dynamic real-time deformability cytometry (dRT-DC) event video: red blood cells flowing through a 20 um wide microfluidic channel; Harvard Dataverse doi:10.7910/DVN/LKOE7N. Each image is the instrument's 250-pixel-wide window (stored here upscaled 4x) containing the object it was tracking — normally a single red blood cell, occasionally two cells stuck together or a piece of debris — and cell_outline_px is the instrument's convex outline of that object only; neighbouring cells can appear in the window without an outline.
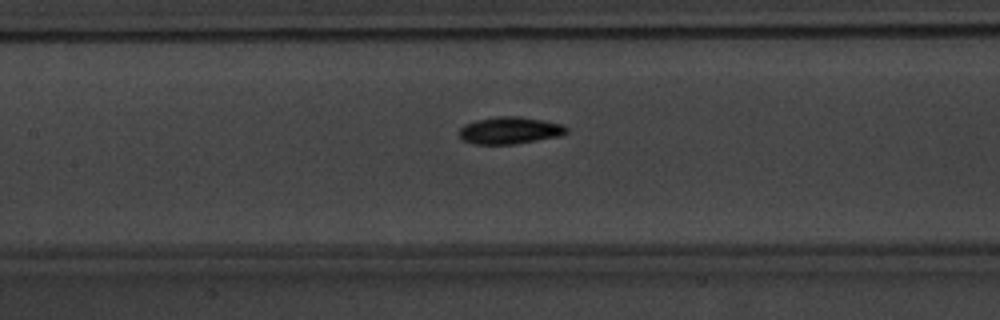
{"species": "common noctule bat (a hibernating species)", "species_latin": "Nyctalus noctula", "temperature_condition": "warm", "stored_images_in_passage": 42, "camera_frame_rate_fps": 3000, "um_per_image_px": 0.085, "animal": {"sex": "male", "body_mass_g": 20.1, "forearm_length_mm": 53.5}, "frame": {"image": 1, "passage_image": 19, "time_ms": 6.0, "image_size_px": [1000, 320], "cell_outline_px": [[568, 132], [560, 136], [512, 144], [476, 144], [464, 140], [460, 136], [460, 128], [464, 124], [476, 120], [500, 116], [520, 116], [544, 120], [560, 124], [568, 128]], "centroid_in_image_um": [43.34, 11.07], "position_along_channel_um": 164.1, "area_um2": 16.76}}
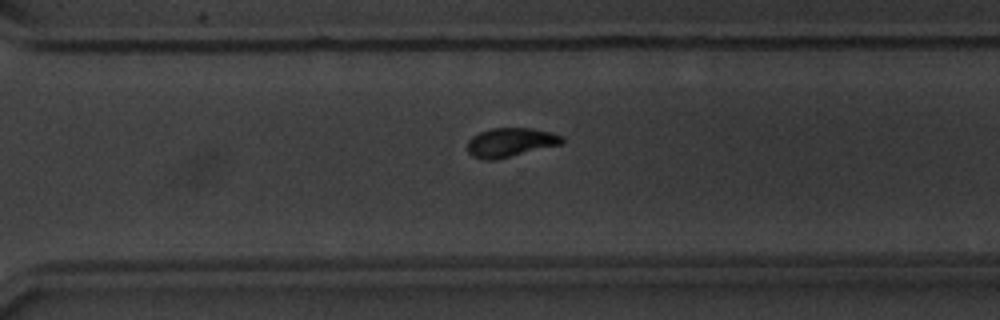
{"frame": {"image": 2, "passage_image": 32, "time_ms": 10.333, "image_size_px": [1000, 320], "cell_outline_px": [[564, 144], [492, 160], [484, 160], [472, 156], [468, 152], [468, 140], [472, 136], [480, 132], [492, 128], [532, 128], [548, 132], [560, 136], [564, 140]], "centroid_in_image_um": [43.37, 12.1], "position_along_channel_um": 327.2, "area_um2": 15.84}}
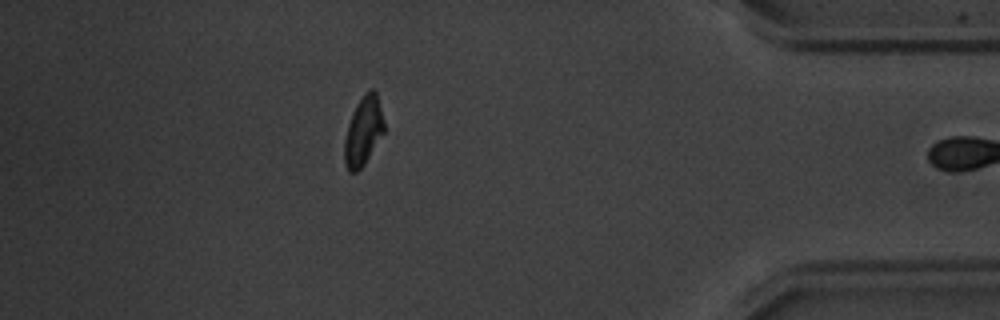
{"frame": {"image": 3, "passage_image": 41, "time_ms": 13.333, "image_size_px": [1000, 320], "cell_outline_px": [[384, 132], [364, 164], [356, 172], [348, 172], [344, 164], [344, 140], [348, 124], [356, 104], [364, 92], [368, 88], [372, 88], [376, 92], [384, 124]], "centroid_in_image_um": [30.86, 11.14], "position_along_channel_um": 404.3, "area_um2": 15.84}}